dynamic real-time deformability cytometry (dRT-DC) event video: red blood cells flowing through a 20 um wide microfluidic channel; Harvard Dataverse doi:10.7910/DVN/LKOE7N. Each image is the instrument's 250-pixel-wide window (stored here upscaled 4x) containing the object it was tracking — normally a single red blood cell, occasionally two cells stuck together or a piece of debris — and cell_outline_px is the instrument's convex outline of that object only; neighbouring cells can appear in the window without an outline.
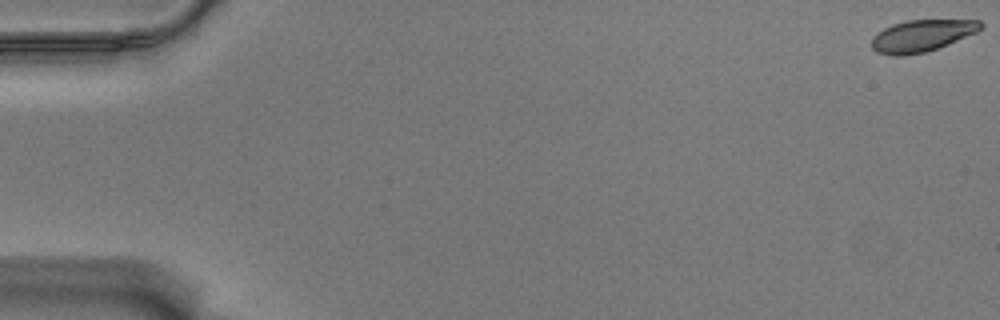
{"species": "Egyptian fruit bat (a non-hibernating species)", "species_latin": "Rousettus aegyptiacus", "temperature_condition": "warm", "stored_images_in_passage": 59, "camera_frame_rate_fps": 3000, "um_per_image_px": 0.085, "animal": {"sex": "male"}, "frame": {"image": 1, "passage_image": 1, "time_ms": 0.0, "image_size_px": [1000, 320], "cell_outline_px": [[984, 28], [976, 32], [948, 44], [924, 52], [904, 56], [892, 56], [876, 52], [872, 48], [872, 36], [876, 32], [892, 24], [904, 20], [980, 20], [984, 24]], "centroid_in_image_um": [78.33, 3.03], "position_along_channel_um": 6.7, "area_um2": 20.35}}
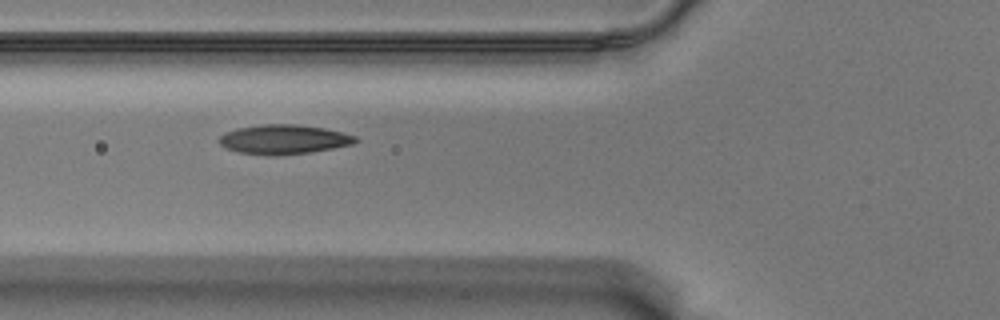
{"frame": {"image": 2, "passage_image": 23, "time_ms": 7.333, "image_size_px": [1000, 320], "cell_outline_px": [[360, 140], [352, 144], [332, 148], [308, 152], [276, 156], [268, 156], [240, 152], [224, 148], [216, 140], [224, 132], [236, 128], [260, 124], [296, 124], [324, 128], [356, 136]], "centroid_in_image_um": [24.06, 11.85], "position_along_channel_um": 101.7, "area_um2": 23.52}}
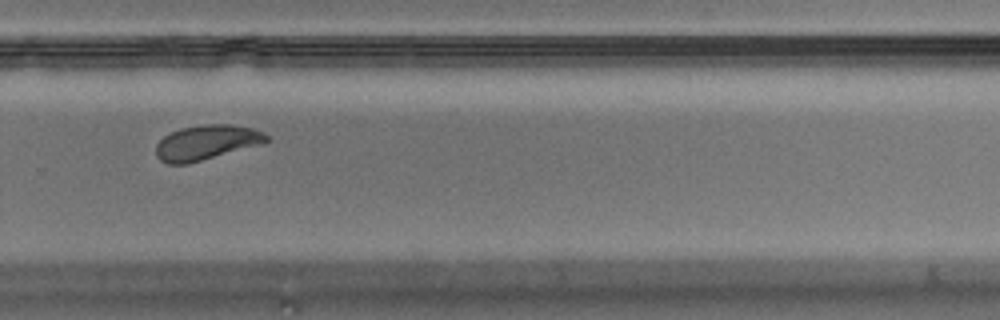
{"frame": {"image": 3, "passage_image": 41, "time_ms": 13.333, "image_size_px": [1000, 320], "cell_outline_px": [[268, 140], [264, 144], [188, 164], [168, 164], [160, 160], [156, 156], [156, 144], [164, 136], [180, 128], [204, 124], [232, 124], [252, 128], [264, 132], [268, 136]], "centroid_in_image_um": [17.57, 12.11], "position_along_channel_um": 312.2, "area_um2": 22.66}, "authors_computed_cell_mechanics": {"area_um2": 22.4842, "velocity_mm_per_s": 3.5151, "shape_relaxation_time_tau1_ms": 4.3218, "shape_relaxation_time_tau2_ms": 1.5752, "deformation_change_tau1": 0.1461, "deformation_change_tau2": 0.0663}}